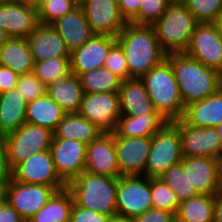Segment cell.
<instances>
[{
	"label": "cell",
	"instance_id": "obj_38",
	"mask_svg": "<svg viewBox=\"0 0 222 222\" xmlns=\"http://www.w3.org/2000/svg\"><path fill=\"white\" fill-rule=\"evenodd\" d=\"M199 23H213L222 9V0H182Z\"/></svg>",
	"mask_w": 222,
	"mask_h": 222
},
{
	"label": "cell",
	"instance_id": "obj_23",
	"mask_svg": "<svg viewBox=\"0 0 222 222\" xmlns=\"http://www.w3.org/2000/svg\"><path fill=\"white\" fill-rule=\"evenodd\" d=\"M188 172L190 185L199 195H216L220 190L216 177V166L213 158L185 157L181 160Z\"/></svg>",
	"mask_w": 222,
	"mask_h": 222
},
{
	"label": "cell",
	"instance_id": "obj_40",
	"mask_svg": "<svg viewBox=\"0 0 222 222\" xmlns=\"http://www.w3.org/2000/svg\"><path fill=\"white\" fill-rule=\"evenodd\" d=\"M17 88L28 102L46 94L47 86L33 72L19 77Z\"/></svg>",
	"mask_w": 222,
	"mask_h": 222
},
{
	"label": "cell",
	"instance_id": "obj_3",
	"mask_svg": "<svg viewBox=\"0 0 222 222\" xmlns=\"http://www.w3.org/2000/svg\"><path fill=\"white\" fill-rule=\"evenodd\" d=\"M141 79L154 109L168 121L181 119L185 106L170 61L166 58Z\"/></svg>",
	"mask_w": 222,
	"mask_h": 222
},
{
	"label": "cell",
	"instance_id": "obj_52",
	"mask_svg": "<svg viewBox=\"0 0 222 222\" xmlns=\"http://www.w3.org/2000/svg\"><path fill=\"white\" fill-rule=\"evenodd\" d=\"M216 26V28L222 33V9L218 13L217 18L213 22Z\"/></svg>",
	"mask_w": 222,
	"mask_h": 222
},
{
	"label": "cell",
	"instance_id": "obj_17",
	"mask_svg": "<svg viewBox=\"0 0 222 222\" xmlns=\"http://www.w3.org/2000/svg\"><path fill=\"white\" fill-rule=\"evenodd\" d=\"M84 171L112 178L122 176L117 162L114 132H104L87 144Z\"/></svg>",
	"mask_w": 222,
	"mask_h": 222
},
{
	"label": "cell",
	"instance_id": "obj_9",
	"mask_svg": "<svg viewBox=\"0 0 222 222\" xmlns=\"http://www.w3.org/2000/svg\"><path fill=\"white\" fill-rule=\"evenodd\" d=\"M57 192L52 186L27 184L11 179L1 192L2 197L28 221Z\"/></svg>",
	"mask_w": 222,
	"mask_h": 222
},
{
	"label": "cell",
	"instance_id": "obj_36",
	"mask_svg": "<svg viewBox=\"0 0 222 222\" xmlns=\"http://www.w3.org/2000/svg\"><path fill=\"white\" fill-rule=\"evenodd\" d=\"M152 208L176 214L180 204L174 191L160 178H150Z\"/></svg>",
	"mask_w": 222,
	"mask_h": 222
},
{
	"label": "cell",
	"instance_id": "obj_35",
	"mask_svg": "<svg viewBox=\"0 0 222 222\" xmlns=\"http://www.w3.org/2000/svg\"><path fill=\"white\" fill-rule=\"evenodd\" d=\"M159 178L174 191L179 203L198 195L190 185L188 172L182 162L169 167Z\"/></svg>",
	"mask_w": 222,
	"mask_h": 222
},
{
	"label": "cell",
	"instance_id": "obj_8",
	"mask_svg": "<svg viewBox=\"0 0 222 222\" xmlns=\"http://www.w3.org/2000/svg\"><path fill=\"white\" fill-rule=\"evenodd\" d=\"M150 178L143 175L117 178V214L134 218L152 208Z\"/></svg>",
	"mask_w": 222,
	"mask_h": 222
},
{
	"label": "cell",
	"instance_id": "obj_10",
	"mask_svg": "<svg viewBox=\"0 0 222 222\" xmlns=\"http://www.w3.org/2000/svg\"><path fill=\"white\" fill-rule=\"evenodd\" d=\"M78 113L103 132H114L121 117L118 92L84 93Z\"/></svg>",
	"mask_w": 222,
	"mask_h": 222
},
{
	"label": "cell",
	"instance_id": "obj_30",
	"mask_svg": "<svg viewBox=\"0 0 222 222\" xmlns=\"http://www.w3.org/2000/svg\"><path fill=\"white\" fill-rule=\"evenodd\" d=\"M168 122L161 114L121 116L115 133L120 137H152Z\"/></svg>",
	"mask_w": 222,
	"mask_h": 222
},
{
	"label": "cell",
	"instance_id": "obj_43",
	"mask_svg": "<svg viewBox=\"0 0 222 222\" xmlns=\"http://www.w3.org/2000/svg\"><path fill=\"white\" fill-rule=\"evenodd\" d=\"M12 179V169L8 162V151L5 136L0 135V193Z\"/></svg>",
	"mask_w": 222,
	"mask_h": 222
},
{
	"label": "cell",
	"instance_id": "obj_20",
	"mask_svg": "<svg viewBox=\"0 0 222 222\" xmlns=\"http://www.w3.org/2000/svg\"><path fill=\"white\" fill-rule=\"evenodd\" d=\"M118 94L121 116L160 114L154 109L141 78L122 80Z\"/></svg>",
	"mask_w": 222,
	"mask_h": 222
},
{
	"label": "cell",
	"instance_id": "obj_28",
	"mask_svg": "<svg viewBox=\"0 0 222 222\" xmlns=\"http://www.w3.org/2000/svg\"><path fill=\"white\" fill-rule=\"evenodd\" d=\"M66 112L47 94L27 103L26 122L55 132Z\"/></svg>",
	"mask_w": 222,
	"mask_h": 222
},
{
	"label": "cell",
	"instance_id": "obj_14",
	"mask_svg": "<svg viewBox=\"0 0 222 222\" xmlns=\"http://www.w3.org/2000/svg\"><path fill=\"white\" fill-rule=\"evenodd\" d=\"M86 144L75 139H53L50 151L59 177L70 183L85 170Z\"/></svg>",
	"mask_w": 222,
	"mask_h": 222
},
{
	"label": "cell",
	"instance_id": "obj_16",
	"mask_svg": "<svg viewBox=\"0 0 222 222\" xmlns=\"http://www.w3.org/2000/svg\"><path fill=\"white\" fill-rule=\"evenodd\" d=\"M117 162L122 176L143 175L151 147V137H120L114 132Z\"/></svg>",
	"mask_w": 222,
	"mask_h": 222
},
{
	"label": "cell",
	"instance_id": "obj_29",
	"mask_svg": "<svg viewBox=\"0 0 222 222\" xmlns=\"http://www.w3.org/2000/svg\"><path fill=\"white\" fill-rule=\"evenodd\" d=\"M102 133V130L79 113H66L58 124L53 139H75L87 145Z\"/></svg>",
	"mask_w": 222,
	"mask_h": 222
},
{
	"label": "cell",
	"instance_id": "obj_19",
	"mask_svg": "<svg viewBox=\"0 0 222 222\" xmlns=\"http://www.w3.org/2000/svg\"><path fill=\"white\" fill-rule=\"evenodd\" d=\"M38 24V14L34 8L13 0L0 2V29L10 37L27 38Z\"/></svg>",
	"mask_w": 222,
	"mask_h": 222
},
{
	"label": "cell",
	"instance_id": "obj_5",
	"mask_svg": "<svg viewBox=\"0 0 222 222\" xmlns=\"http://www.w3.org/2000/svg\"><path fill=\"white\" fill-rule=\"evenodd\" d=\"M74 203L107 216L117 214V178L94 175L83 171L67 184Z\"/></svg>",
	"mask_w": 222,
	"mask_h": 222
},
{
	"label": "cell",
	"instance_id": "obj_11",
	"mask_svg": "<svg viewBox=\"0 0 222 222\" xmlns=\"http://www.w3.org/2000/svg\"><path fill=\"white\" fill-rule=\"evenodd\" d=\"M12 179L27 184H43L63 190L67 184L56 172L50 149L33 154L12 169Z\"/></svg>",
	"mask_w": 222,
	"mask_h": 222
},
{
	"label": "cell",
	"instance_id": "obj_12",
	"mask_svg": "<svg viewBox=\"0 0 222 222\" xmlns=\"http://www.w3.org/2000/svg\"><path fill=\"white\" fill-rule=\"evenodd\" d=\"M185 53L222 74V33L214 23H198Z\"/></svg>",
	"mask_w": 222,
	"mask_h": 222
},
{
	"label": "cell",
	"instance_id": "obj_25",
	"mask_svg": "<svg viewBox=\"0 0 222 222\" xmlns=\"http://www.w3.org/2000/svg\"><path fill=\"white\" fill-rule=\"evenodd\" d=\"M27 101L18 88L0 95V135L6 136L26 123Z\"/></svg>",
	"mask_w": 222,
	"mask_h": 222
},
{
	"label": "cell",
	"instance_id": "obj_31",
	"mask_svg": "<svg viewBox=\"0 0 222 222\" xmlns=\"http://www.w3.org/2000/svg\"><path fill=\"white\" fill-rule=\"evenodd\" d=\"M73 203L72 193L66 187L57 191L27 222H70Z\"/></svg>",
	"mask_w": 222,
	"mask_h": 222
},
{
	"label": "cell",
	"instance_id": "obj_55",
	"mask_svg": "<svg viewBox=\"0 0 222 222\" xmlns=\"http://www.w3.org/2000/svg\"><path fill=\"white\" fill-rule=\"evenodd\" d=\"M72 2H74L77 6H81L85 0H71Z\"/></svg>",
	"mask_w": 222,
	"mask_h": 222
},
{
	"label": "cell",
	"instance_id": "obj_1",
	"mask_svg": "<svg viewBox=\"0 0 222 222\" xmlns=\"http://www.w3.org/2000/svg\"><path fill=\"white\" fill-rule=\"evenodd\" d=\"M116 41L124 51L129 78H141L167 56L152 26L127 23Z\"/></svg>",
	"mask_w": 222,
	"mask_h": 222
},
{
	"label": "cell",
	"instance_id": "obj_7",
	"mask_svg": "<svg viewBox=\"0 0 222 222\" xmlns=\"http://www.w3.org/2000/svg\"><path fill=\"white\" fill-rule=\"evenodd\" d=\"M54 132L38 125L25 123L5 136L8 162L13 169L35 153L50 149Z\"/></svg>",
	"mask_w": 222,
	"mask_h": 222
},
{
	"label": "cell",
	"instance_id": "obj_21",
	"mask_svg": "<svg viewBox=\"0 0 222 222\" xmlns=\"http://www.w3.org/2000/svg\"><path fill=\"white\" fill-rule=\"evenodd\" d=\"M34 62L54 57L70 56L64 40L51 24L39 23L32 34L26 38Z\"/></svg>",
	"mask_w": 222,
	"mask_h": 222
},
{
	"label": "cell",
	"instance_id": "obj_6",
	"mask_svg": "<svg viewBox=\"0 0 222 222\" xmlns=\"http://www.w3.org/2000/svg\"><path fill=\"white\" fill-rule=\"evenodd\" d=\"M183 159L179 127L168 121L151 137L145 176L159 178L169 167Z\"/></svg>",
	"mask_w": 222,
	"mask_h": 222
},
{
	"label": "cell",
	"instance_id": "obj_24",
	"mask_svg": "<svg viewBox=\"0 0 222 222\" xmlns=\"http://www.w3.org/2000/svg\"><path fill=\"white\" fill-rule=\"evenodd\" d=\"M182 119L190 126L216 128L222 123V92L185 106Z\"/></svg>",
	"mask_w": 222,
	"mask_h": 222
},
{
	"label": "cell",
	"instance_id": "obj_13",
	"mask_svg": "<svg viewBox=\"0 0 222 222\" xmlns=\"http://www.w3.org/2000/svg\"><path fill=\"white\" fill-rule=\"evenodd\" d=\"M173 122L179 127L183 156L214 159L222 150L215 128L190 126L182 118Z\"/></svg>",
	"mask_w": 222,
	"mask_h": 222
},
{
	"label": "cell",
	"instance_id": "obj_18",
	"mask_svg": "<svg viewBox=\"0 0 222 222\" xmlns=\"http://www.w3.org/2000/svg\"><path fill=\"white\" fill-rule=\"evenodd\" d=\"M81 7L94 34L117 37L127 24L117 0H85Z\"/></svg>",
	"mask_w": 222,
	"mask_h": 222
},
{
	"label": "cell",
	"instance_id": "obj_46",
	"mask_svg": "<svg viewBox=\"0 0 222 222\" xmlns=\"http://www.w3.org/2000/svg\"><path fill=\"white\" fill-rule=\"evenodd\" d=\"M121 16L129 23L138 13L143 0H117Z\"/></svg>",
	"mask_w": 222,
	"mask_h": 222
},
{
	"label": "cell",
	"instance_id": "obj_26",
	"mask_svg": "<svg viewBox=\"0 0 222 222\" xmlns=\"http://www.w3.org/2000/svg\"><path fill=\"white\" fill-rule=\"evenodd\" d=\"M0 65L11 68L19 76L32 72L34 60L27 39L10 37L0 47Z\"/></svg>",
	"mask_w": 222,
	"mask_h": 222
},
{
	"label": "cell",
	"instance_id": "obj_48",
	"mask_svg": "<svg viewBox=\"0 0 222 222\" xmlns=\"http://www.w3.org/2000/svg\"><path fill=\"white\" fill-rule=\"evenodd\" d=\"M213 222H222V190L215 195Z\"/></svg>",
	"mask_w": 222,
	"mask_h": 222
},
{
	"label": "cell",
	"instance_id": "obj_41",
	"mask_svg": "<svg viewBox=\"0 0 222 222\" xmlns=\"http://www.w3.org/2000/svg\"><path fill=\"white\" fill-rule=\"evenodd\" d=\"M104 68L109 69L112 73L116 74L122 80L129 78V70L127 60L121 46L116 43L106 57Z\"/></svg>",
	"mask_w": 222,
	"mask_h": 222
},
{
	"label": "cell",
	"instance_id": "obj_44",
	"mask_svg": "<svg viewBox=\"0 0 222 222\" xmlns=\"http://www.w3.org/2000/svg\"><path fill=\"white\" fill-rule=\"evenodd\" d=\"M133 222H175V214L165 210L150 208L143 214L132 218Z\"/></svg>",
	"mask_w": 222,
	"mask_h": 222
},
{
	"label": "cell",
	"instance_id": "obj_47",
	"mask_svg": "<svg viewBox=\"0 0 222 222\" xmlns=\"http://www.w3.org/2000/svg\"><path fill=\"white\" fill-rule=\"evenodd\" d=\"M0 222H24L19 213L0 195Z\"/></svg>",
	"mask_w": 222,
	"mask_h": 222
},
{
	"label": "cell",
	"instance_id": "obj_22",
	"mask_svg": "<svg viewBox=\"0 0 222 222\" xmlns=\"http://www.w3.org/2000/svg\"><path fill=\"white\" fill-rule=\"evenodd\" d=\"M51 25L64 40L70 53L85 44L94 34L81 6H77Z\"/></svg>",
	"mask_w": 222,
	"mask_h": 222
},
{
	"label": "cell",
	"instance_id": "obj_45",
	"mask_svg": "<svg viewBox=\"0 0 222 222\" xmlns=\"http://www.w3.org/2000/svg\"><path fill=\"white\" fill-rule=\"evenodd\" d=\"M19 77L11 68L0 65V92L17 88Z\"/></svg>",
	"mask_w": 222,
	"mask_h": 222
},
{
	"label": "cell",
	"instance_id": "obj_56",
	"mask_svg": "<svg viewBox=\"0 0 222 222\" xmlns=\"http://www.w3.org/2000/svg\"><path fill=\"white\" fill-rule=\"evenodd\" d=\"M49 0H39V8Z\"/></svg>",
	"mask_w": 222,
	"mask_h": 222
},
{
	"label": "cell",
	"instance_id": "obj_37",
	"mask_svg": "<svg viewBox=\"0 0 222 222\" xmlns=\"http://www.w3.org/2000/svg\"><path fill=\"white\" fill-rule=\"evenodd\" d=\"M172 1L143 0L139 8V13L129 23L152 26L165 13Z\"/></svg>",
	"mask_w": 222,
	"mask_h": 222
},
{
	"label": "cell",
	"instance_id": "obj_33",
	"mask_svg": "<svg viewBox=\"0 0 222 222\" xmlns=\"http://www.w3.org/2000/svg\"><path fill=\"white\" fill-rule=\"evenodd\" d=\"M80 81L84 93L118 92L122 79L104 67L82 73Z\"/></svg>",
	"mask_w": 222,
	"mask_h": 222
},
{
	"label": "cell",
	"instance_id": "obj_50",
	"mask_svg": "<svg viewBox=\"0 0 222 222\" xmlns=\"http://www.w3.org/2000/svg\"><path fill=\"white\" fill-rule=\"evenodd\" d=\"M23 6L34 8L36 11L39 9V0H13Z\"/></svg>",
	"mask_w": 222,
	"mask_h": 222
},
{
	"label": "cell",
	"instance_id": "obj_15",
	"mask_svg": "<svg viewBox=\"0 0 222 222\" xmlns=\"http://www.w3.org/2000/svg\"><path fill=\"white\" fill-rule=\"evenodd\" d=\"M116 43L114 36L93 34L85 44L70 53L71 74L80 76L82 73L102 68L110 49Z\"/></svg>",
	"mask_w": 222,
	"mask_h": 222
},
{
	"label": "cell",
	"instance_id": "obj_39",
	"mask_svg": "<svg viewBox=\"0 0 222 222\" xmlns=\"http://www.w3.org/2000/svg\"><path fill=\"white\" fill-rule=\"evenodd\" d=\"M77 7L71 0H49L38 10V21L41 24H52Z\"/></svg>",
	"mask_w": 222,
	"mask_h": 222
},
{
	"label": "cell",
	"instance_id": "obj_42",
	"mask_svg": "<svg viewBox=\"0 0 222 222\" xmlns=\"http://www.w3.org/2000/svg\"><path fill=\"white\" fill-rule=\"evenodd\" d=\"M110 216L73 203L70 222H108Z\"/></svg>",
	"mask_w": 222,
	"mask_h": 222
},
{
	"label": "cell",
	"instance_id": "obj_51",
	"mask_svg": "<svg viewBox=\"0 0 222 222\" xmlns=\"http://www.w3.org/2000/svg\"><path fill=\"white\" fill-rule=\"evenodd\" d=\"M108 222H133L132 218H127L126 216L121 215H112L110 216Z\"/></svg>",
	"mask_w": 222,
	"mask_h": 222
},
{
	"label": "cell",
	"instance_id": "obj_49",
	"mask_svg": "<svg viewBox=\"0 0 222 222\" xmlns=\"http://www.w3.org/2000/svg\"><path fill=\"white\" fill-rule=\"evenodd\" d=\"M215 166H216V177L219 190H222V150L220 153L214 158Z\"/></svg>",
	"mask_w": 222,
	"mask_h": 222
},
{
	"label": "cell",
	"instance_id": "obj_54",
	"mask_svg": "<svg viewBox=\"0 0 222 222\" xmlns=\"http://www.w3.org/2000/svg\"><path fill=\"white\" fill-rule=\"evenodd\" d=\"M215 130H216L217 134L220 136V139L222 141V123L219 126H217L215 128Z\"/></svg>",
	"mask_w": 222,
	"mask_h": 222
},
{
	"label": "cell",
	"instance_id": "obj_53",
	"mask_svg": "<svg viewBox=\"0 0 222 222\" xmlns=\"http://www.w3.org/2000/svg\"><path fill=\"white\" fill-rule=\"evenodd\" d=\"M10 38V36L0 29V47Z\"/></svg>",
	"mask_w": 222,
	"mask_h": 222
},
{
	"label": "cell",
	"instance_id": "obj_34",
	"mask_svg": "<svg viewBox=\"0 0 222 222\" xmlns=\"http://www.w3.org/2000/svg\"><path fill=\"white\" fill-rule=\"evenodd\" d=\"M32 72L46 86L56 83L71 74L70 56H60L34 62Z\"/></svg>",
	"mask_w": 222,
	"mask_h": 222
},
{
	"label": "cell",
	"instance_id": "obj_27",
	"mask_svg": "<svg viewBox=\"0 0 222 222\" xmlns=\"http://www.w3.org/2000/svg\"><path fill=\"white\" fill-rule=\"evenodd\" d=\"M46 94L66 113H78L84 90L79 76L70 74L56 83L49 84Z\"/></svg>",
	"mask_w": 222,
	"mask_h": 222
},
{
	"label": "cell",
	"instance_id": "obj_4",
	"mask_svg": "<svg viewBox=\"0 0 222 222\" xmlns=\"http://www.w3.org/2000/svg\"><path fill=\"white\" fill-rule=\"evenodd\" d=\"M198 23L182 0H173L152 27L167 54L181 53L189 47Z\"/></svg>",
	"mask_w": 222,
	"mask_h": 222
},
{
	"label": "cell",
	"instance_id": "obj_32",
	"mask_svg": "<svg viewBox=\"0 0 222 222\" xmlns=\"http://www.w3.org/2000/svg\"><path fill=\"white\" fill-rule=\"evenodd\" d=\"M215 195H197L181 202L175 222H213Z\"/></svg>",
	"mask_w": 222,
	"mask_h": 222
},
{
	"label": "cell",
	"instance_id": "obj_2",
	"mask_svg": "<svg viewBox=\"0 0 222 222\" xmlns=\"http://www.w3.org/2000/svg\"><path fill=\"white\" fill-rule=\"evenodd\" d=\"M184 106L216 93L222 84V74L208 68L185 52L168 53Z\"/></svg>",
	"mask_w": 222,
	"mask_h": 222
}]
</instances>
